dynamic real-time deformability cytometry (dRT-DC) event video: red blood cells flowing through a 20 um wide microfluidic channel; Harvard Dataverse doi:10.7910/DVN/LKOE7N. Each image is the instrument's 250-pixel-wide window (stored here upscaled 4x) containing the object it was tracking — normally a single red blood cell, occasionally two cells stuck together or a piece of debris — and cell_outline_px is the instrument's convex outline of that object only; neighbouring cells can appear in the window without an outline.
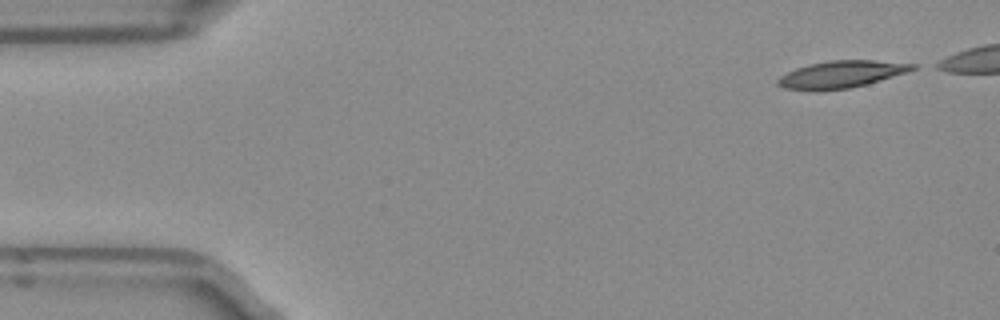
{"species": "Egyptian fruit bat (a non-hibernating species)", "species_latin": "Rousettus aegyptiacus", "temperature_condition": "room temperature", "stored_images_in_passage": 10, "camera_frame_rate_fps": 3000, "um_per_image_px": 0.085, "frame": {"image": 1, "passage_image": 1, "time_ms": 0.0, "image_size_px": [1000, 320], "cell_outline_px": [[920, 68], [868, 84], [848, 88], [784, 88], [776, 84], [776, 80], [780, 76], [796, 68], [808, 64], [828, 60], [876, 60], [920, 64]], "centroid_in_image_um": [71.63, 6.26], "position_along_channel_um": 13.4, "area_um2": 20.87}}